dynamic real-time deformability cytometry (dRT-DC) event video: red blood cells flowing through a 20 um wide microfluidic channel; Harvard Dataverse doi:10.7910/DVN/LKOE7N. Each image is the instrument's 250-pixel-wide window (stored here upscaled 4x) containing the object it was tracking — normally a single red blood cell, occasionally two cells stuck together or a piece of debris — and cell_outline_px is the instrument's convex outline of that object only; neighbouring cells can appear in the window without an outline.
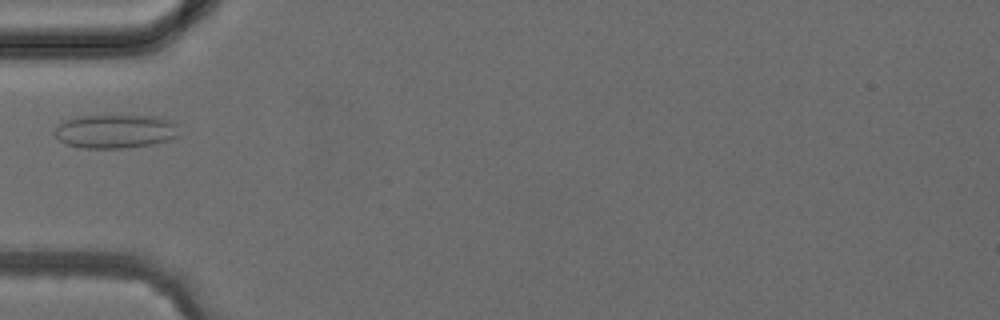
{"species": "common noctule bat (a hibernating species)", "species_latin": "Nyctalus noctula", "temperature_condition": "cold", "stored_images_in_passage": 3, "camera_frame_rate_fps": 3000, "um_per_image_px": 0.085, "animal": {"sex": "female", "body_mass_g": 24.6, "forearm_length_mm": 56.2}, "frame": {"image": 1, "passage_image": 3, "time_ms": 3.667, "image_size_px": [1000, 320], "cell_outline_px": [[180, 136], [168, 140], [152, 144], [124, 148], [84, 148], [68, 144], [60, 140], [56, 136], [56, 128], [64, 120], [76, 116], [152, 116], [172, 120], [176, 124]], "centroid_in_image_um": [9.84, 11.16], "position_along_channel_um": 75.2, "area_um2": 24.33}}